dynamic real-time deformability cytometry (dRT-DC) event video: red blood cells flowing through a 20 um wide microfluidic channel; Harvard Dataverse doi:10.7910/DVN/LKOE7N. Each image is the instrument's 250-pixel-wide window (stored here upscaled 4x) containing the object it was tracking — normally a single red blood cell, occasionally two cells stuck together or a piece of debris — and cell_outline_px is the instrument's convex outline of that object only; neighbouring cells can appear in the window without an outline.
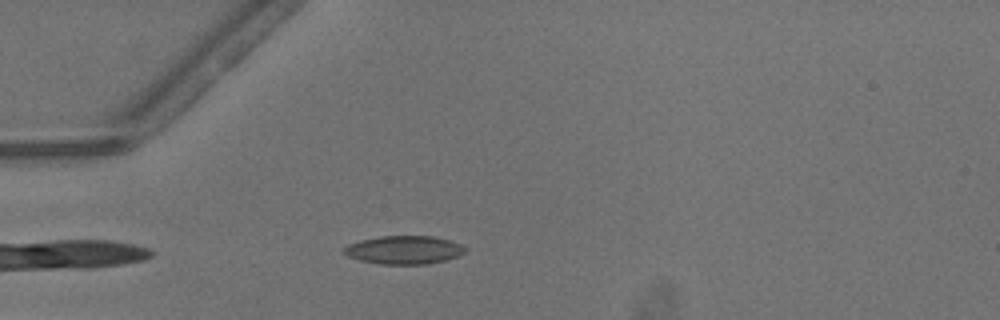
{"species": "common noctule bat (a hibernating species)", "species_latin": "Nyctalus noctula", "temperature_condition": "warm", "stored_images_in_passage": 26, "camera_frame_rate_fps": 3000, "um_per_image_px": 0.085, "animal": {"sex": "male", "body_mass_g": 13.3}, "frame": {"image": 1, "passage_image": 1, "time_ms": 0.0, "image_size_px": [1000, 320], "cell_outline_px": [[464, 252], [456, 256], [444, 260], [428, 264], [380, 264], [360, 260], [348, 256], [344, 252], [344, 248], [348, 244], [360, 240], [380, 236], [432, 236], [448, 240], [460, 244], [464, 248]], "centroid_in_image_um": [34.3, 21.24], "position_along_channel_um": 50.7, "area_um2": 19.71}}
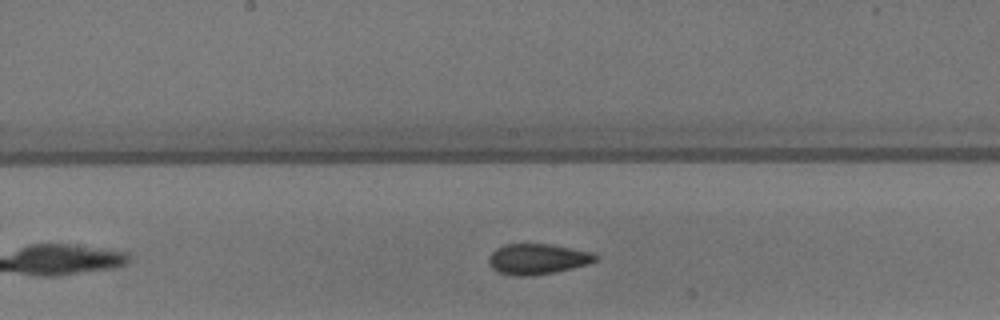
{"frame": {"image": 2, "passage_image": 13, "time_ms": 4.0, "image_size_px": [1000, 320], "cell_outline_px": [[600, 256], [596, 260], [588, 264], [556, 272], [532, 276], [516, 276], [500, 272], [492, 268], [488, 264], [488, 256], [496, 248], [504, 244], [552, 244], [592, 252]], "centroid_in_image_um": [45.69, 22.01], "position_along_channel_um": 202.5, "area_um2": 19.19}}
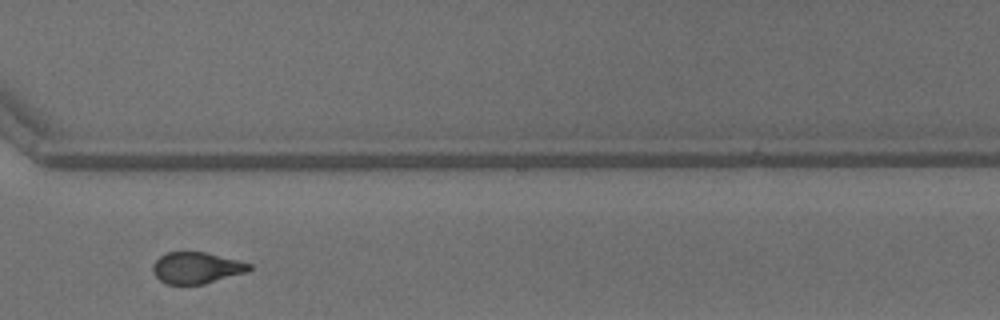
{"frame": {"image": 3, "passage_image": 24, "time_ms": 7.667, "image_size_px": [1000, 320], "cell_outline_px": [[252, 268], [248, 272], [204, 284], [168, 284], [160, 280], [156, 276], [152, 268], [152, 264], [160, 256], [168, 252], [208, 252], [252, 264]], "centroid_in_image_um": [16.73, 22.76], "position_along_channel_um": 353.9, "area_um2": 17.69}, "authors_computed_cell_mechanics": {"area_um2": 18.6694, "velocity_mm_per_s": 4.1433, "shape_relaxation_time_tau1_ms": 8.764, "shape_relaxation_time_tau2_ms": 1.8096, "deformation_change_tau1": 0.2229, "deformation_change_tau2": 0.0918}}